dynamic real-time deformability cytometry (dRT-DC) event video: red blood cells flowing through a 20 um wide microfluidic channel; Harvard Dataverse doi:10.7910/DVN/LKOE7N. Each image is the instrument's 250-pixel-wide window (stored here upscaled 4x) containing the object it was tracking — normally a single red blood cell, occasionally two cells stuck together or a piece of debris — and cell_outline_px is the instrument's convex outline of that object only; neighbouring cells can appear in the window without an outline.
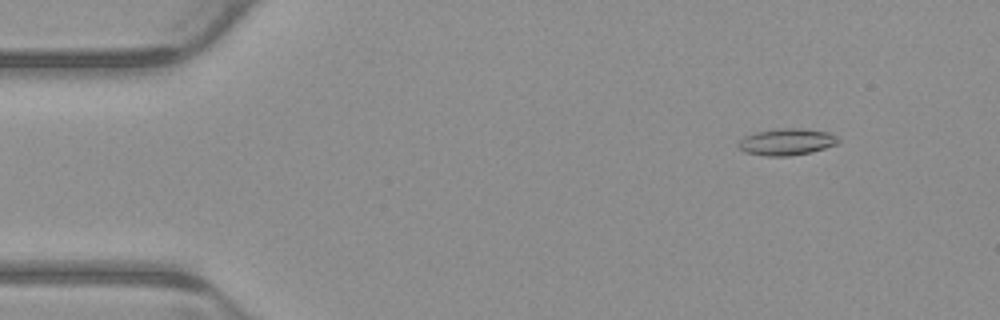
{"species": "common noctule bat (a hibernating species)", "species_latin": "Nyctalus noctula", "temperature_condition": "warm", "stored_images_in_passage": 6, "segment_of_instrument_passage": [2, 2], "camera_frame_rate_fps": 3000, "um_per_image_px": 0.085, "animal": {"sex": "male", "body_mass_g": 23.1, "forearm_length_mm": 52.7}, "frame": {"image": 1, "passage_image": 6, "time_ms": 1.667, "image_size_px": [1000, 320], "cell_outline_px": [[840, 140], [836, 144], [812, 152], [788, 156], [764, 156], [744, 152], [736, 144], [744, 136], [756, 132], [780, 128], [796, 128], [828, 132], [836, 136]], "centroid_in_image_um": [66.83, 12.06], "position_along_channel_um": 18.2, "area_um2": 15.49}}